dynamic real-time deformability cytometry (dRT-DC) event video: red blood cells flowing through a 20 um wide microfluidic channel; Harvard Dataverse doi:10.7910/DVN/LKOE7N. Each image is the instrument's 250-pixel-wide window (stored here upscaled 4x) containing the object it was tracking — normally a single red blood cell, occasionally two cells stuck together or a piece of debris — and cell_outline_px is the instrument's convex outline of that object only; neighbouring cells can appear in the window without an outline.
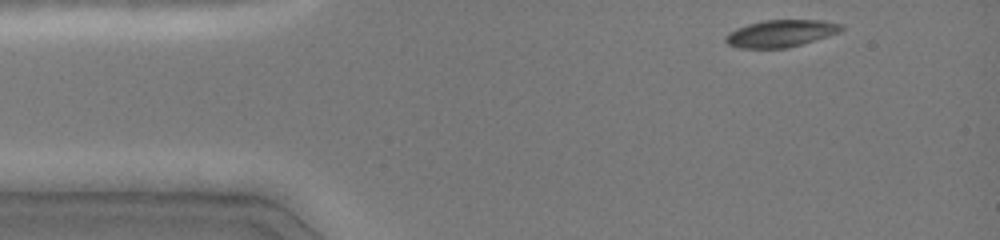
{"species": "common noctule bat (a hibernating species)", "species_latin": "Nyctalus noctula", "temperature_condition": "cold", "stored_images_in_passage": 38, "camera_frame_rate_fps": 3000, "um_per_image_px": 0.085, "animal": {"sex": "female", "body_mass_g": 19.0, "forearm_length_mm": 51.5}, "frame": {"image": 1, "passage_image": 1, "time_ms": 0.0, "image_size_px": [1000, 240], "cell_outline_px": [[844, 28], [840, 32], [828, 36], [788, 48], [740, 48], [728, 44], [724, 40], [724, 36], [736, 28], [748, 24], [764, 20], [824, 20], [844, 24]], "centroid_in_image_um": [66.39, 2.83], "position_along_channel_um": 18.6, "area_um2": 18.38}}
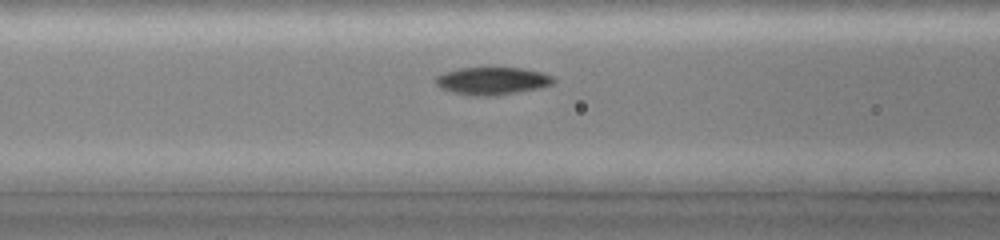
{"frame": {"image": 2, "passage_image": 14, "time_ms": 4.333, "image_size_px": [1000, 240], "cell_outline_px": [[556, 84], [540, 88], [496, 96], [468, 96], [452, 92], [440, 88], [436, 84], [436, 76], [444, 72], [460, 68], [524, 68], [540, 72], [552, 76], [556, 80]], "centroid_in_image_um": [41.86, 6.89], "position_along_channel_um": 124.7, "area_um2": 19.19}}
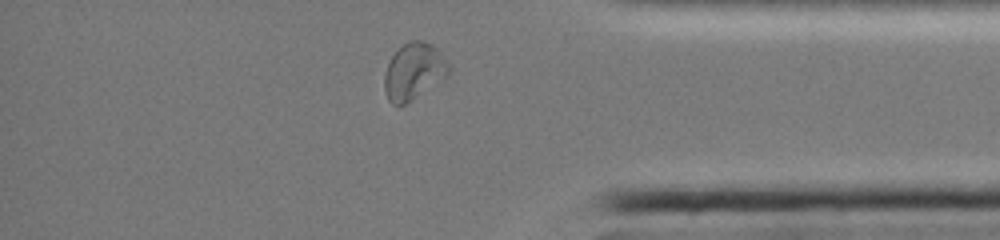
{"frame": {"image": 3, "passage_image": 35, "time_ms": 11.333, "image_size_px": [1000, 240], "cell_outline_px": [[452, 72], [448, 76], [400, 108], [392, 104], [388, 100], [384, 92], [384, 76], [388, 64], [392, 56], [408, 40], [420, 40], [432, 44], [440, 52], [452, 68]], "centroid_in_image_um": [35.18, 6.1], "position_along_channel_um": 400.0, "area_um2": 21.5}, "authors_computed_cell_mechanics": {"area_um2": 18.6694, "velocity_mm_per_s": 4.0546, "shape_relaxation_time_tau1_ms": 4.3988, "shape_relaxation_time_tau2_ms": 3.5782, "deformation_change_tau1": 0.1498, "deformation_change_tau2": 0.0706}}